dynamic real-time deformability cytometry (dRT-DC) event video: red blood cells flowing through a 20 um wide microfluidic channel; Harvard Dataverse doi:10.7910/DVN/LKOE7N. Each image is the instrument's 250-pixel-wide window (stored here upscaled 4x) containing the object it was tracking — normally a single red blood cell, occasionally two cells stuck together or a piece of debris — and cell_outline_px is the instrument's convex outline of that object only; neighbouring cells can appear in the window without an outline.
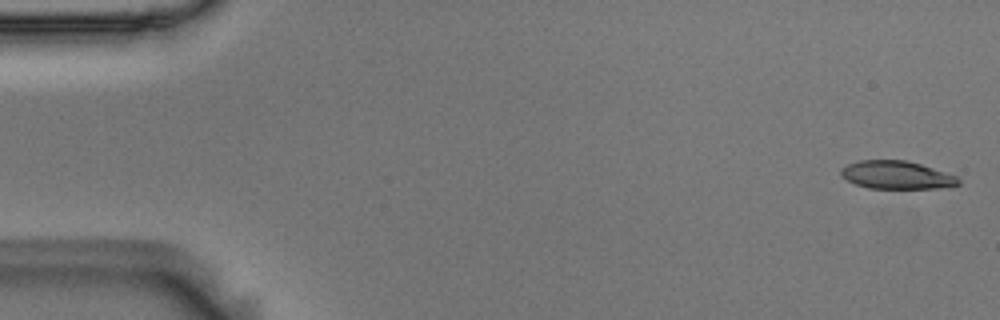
{"species": "Egyptian fruit bat (a non-hibernating species)", "species_latin": "Rousettus aegyptiacus", "temperature_condition": "room temperature", "stored_images_in_passage": 4, "camera_frame_rate_fps": 3000, "um_per_image_px": 0.085, "animal": {"sex": "male"}, "frame": {"image": 1, "passage_image": 1, "time_ms": 0.0, "image_size_px": [1000, 320], "cell_outline_px": [[960, 184], [952, 188], [868, 188], [856, 184], [840, 176], [840, 168], [848, 164], [860, 160], [904, 160], [920, 164], [956, 176], [960, 180]], "centroid_in_image_um": [76.22, 14.88], "position_along_channel_um": 8.8, "area_um2": 19.19}}
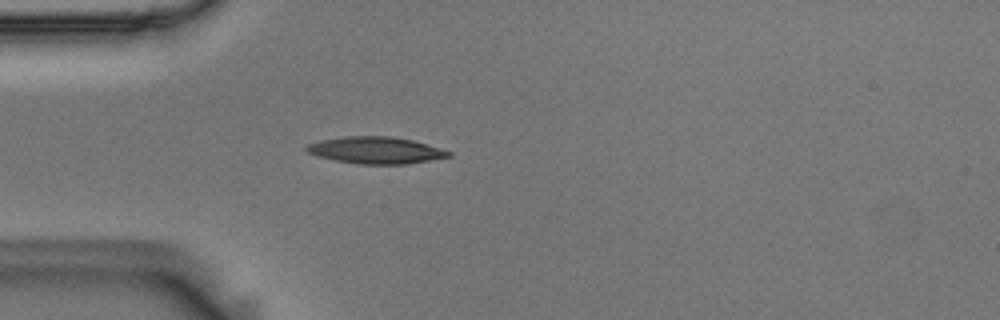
{"frame": {"image": 2, "passage_image": 4, "time_ms": 1.0, "image_size_px": [1000, 320], "cell_outline_px": [[452, 156], [408, 164], [360, 164], [336, 160], [316, 156], [308, 152], [304, 148], [308, 144], [320, 140], [344, 136], [392, 136], [412, 140], [452, 152]], "centroid_in_image_um": [31.92, 12.77], "position_along_channel_um": 53.1, "area_um2": 22.14}}